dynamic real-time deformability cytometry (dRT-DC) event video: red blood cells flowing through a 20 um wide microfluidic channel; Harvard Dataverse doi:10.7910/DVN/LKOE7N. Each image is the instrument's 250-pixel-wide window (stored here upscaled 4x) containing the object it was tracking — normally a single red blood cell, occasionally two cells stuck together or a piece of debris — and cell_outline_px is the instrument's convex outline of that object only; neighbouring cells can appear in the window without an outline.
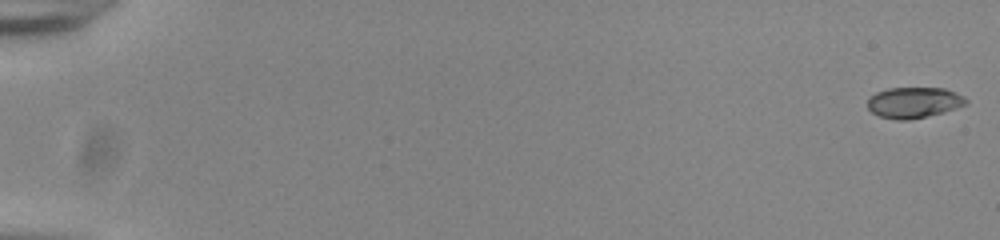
{"species": "common noctule bat (a hibernating species)", "species_latin": "Nyctalus noctula", "temperature_condition": "room temperature", "stored_images_in_passage": 55, "camera_frame_rate_fps": 3000, "um_per_image_px": 0.085, "animal": {"sex": "male", "body_mass_g": 20.0, "forearm_length_mm": 53.3}, "frame": {"image": 1, "passage_image": 1, "time_ms": 0.0, "image_size_px": [1000, 240], "cell_outline_px": [[968, 104], [944, 112], [908, 120], [896, 120], [880, 116], [872, 112], [868, 108], [868, 100], [876, 92], [888, 88], [944, 88], [956, 92], [964, 96], [968, 100]], "centroid_in_image_um": [77.71, 8.71], "position_along_channel_um": 7.3, "area_um2": 17.69}}
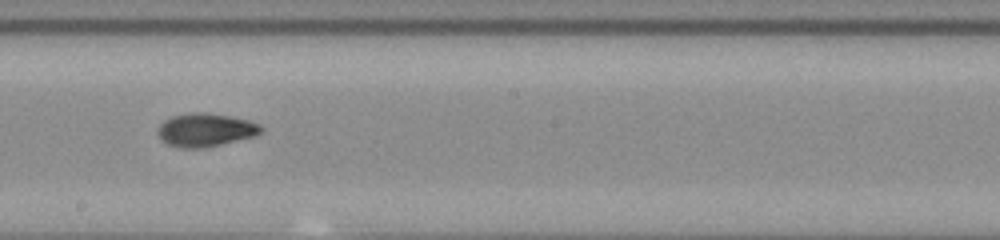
{"frame": {"image": 2, "passage_image": 33, "time_ms": 10.667, "image_size_px": [1000, 240], "cell_outline_px": [[264, 128], [256, 136], [220, 144], [200, 148], [180, 148], [168, 144], [160, 140], [156, 132], [160, 124], [164, 120], [172, 116], [192, 112], [204, 112], [228, 116], [248, 120], [260, 124]], "centroid_in_image_um": [17.44, 11.04], "position_along_channel_um": 230.8, "area_um2": 20.06}}
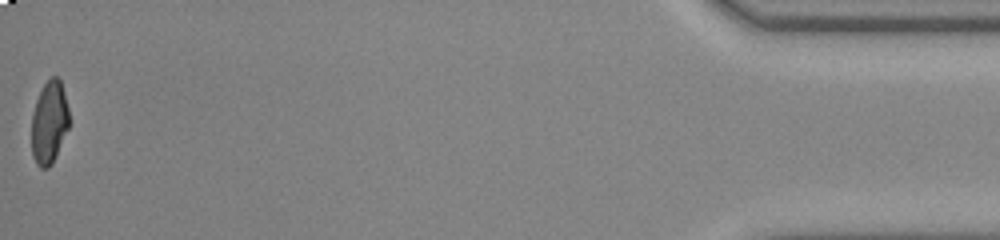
{"frame": {"image": 3, "passage_image": 55, "time_ms": 18.0, "image_size_px": [1000, 240], "cell_outline_px": [[68, 128], [52, 164], [48, 168], [40, 168], [36, 164], [32, 156], [32, 112], [36, 100], [44, 84], [52, 76], [60, 76], [68, 108]], "centroid_in_image_um": [4.17, 10.4], "position_along_channel_um": 431.0, "area_um2": 18.09}, "authors_computed_cell_mechanics": {"area_um2": 18.8428, "velocity_mm_per_s": 3.8851, "shape_relaxation_time_tau1_ms": 3.1368, "shape_relaxation_time_tau2_ms": 2.0717, "deformation_change_tau1": 0.1779, "deformation_change_tau2": 0.0733}}